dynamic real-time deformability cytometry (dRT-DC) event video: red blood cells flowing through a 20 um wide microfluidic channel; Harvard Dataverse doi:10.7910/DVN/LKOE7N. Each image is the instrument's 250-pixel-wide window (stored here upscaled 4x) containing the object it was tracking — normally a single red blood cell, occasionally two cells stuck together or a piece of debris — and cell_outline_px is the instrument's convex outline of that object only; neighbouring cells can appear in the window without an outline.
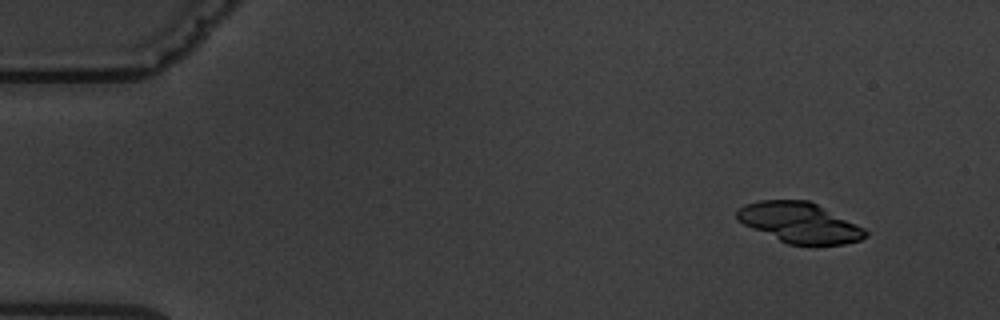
{"species": "common noctule bat (a hibernating species)", "species_latin": "Nyctalus noctula", "temperature_condition": "warm", "stored_images_in_passage": 9, "segment_of_instrument_passage": [1, 2], "camera_frame_rate_fps": 3000, "um_per_image_px": 0.085, "animal": {"sex": "male", "body_mass_g": 19.5, "forearm_length_mm": 54.6}, "frame": {"image": 1, "passage_image": 2, "time_ms": 1.0, "image_size_px": [1000, 320], "cell_outline_px": [[868, 236], [860, 240], [844, 244], [788, 244], [752, 228], [744, 224], [736, 216], [736, 212], [744, 204], [760, 200], [808, 200], [864, 228], [868, 232]], "centroid_in_image_um": [67.96, 18.92], "position_along_channel_um": 17.0, "area_um2": 29.65}}